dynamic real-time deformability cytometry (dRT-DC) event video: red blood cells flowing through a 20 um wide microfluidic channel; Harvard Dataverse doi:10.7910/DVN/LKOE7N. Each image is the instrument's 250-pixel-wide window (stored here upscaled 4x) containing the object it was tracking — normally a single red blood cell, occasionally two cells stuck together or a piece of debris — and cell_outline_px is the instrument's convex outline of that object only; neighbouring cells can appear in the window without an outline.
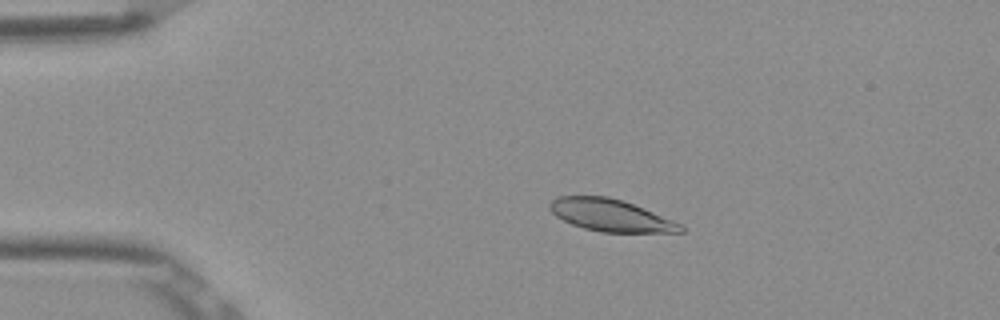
{"species": "Egyptian fruit bat (a non-hibernating species)", "species_latin": "Rousettus aegyptiacus", "temperature_condition": "room temperature", "stored_images_in_passage": 5, "camera_frame_rate_fps": 3000, "um_per_image_px": 0.085, "frame": {"image": 1, "passage_image": 3, "time_ms": 0.667, "image_size_px": [1000, 320], "cell_outline_px": [[684, 232], [600, 232], [584, 228], [572, 224], [556, 216], [548, 208], [548, 204], [556, 196], [608, 196], [632, 204], [672, 220], [680, 224], [684, 228]], "centroid_in_image_um": [51.85, 18.3], "position_along_channel_um": 33.2, "area_um2": 24.16}}
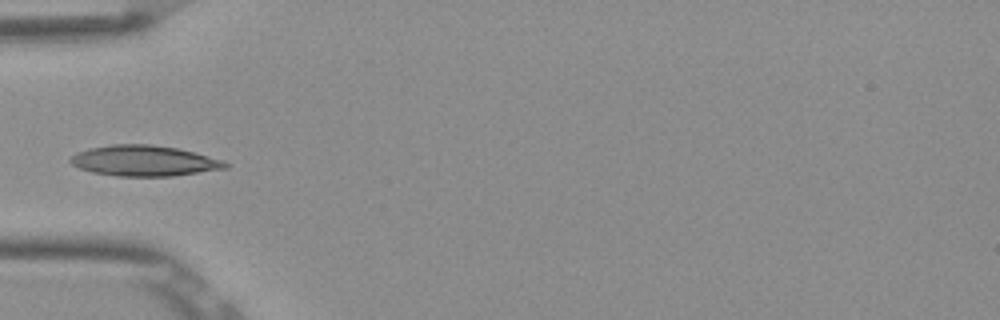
{"frame": {"image": 2, "passage_image": 5, "time_ms": 1.333, "image_size_px": [1000, 320], "cell_outline_px": [[232, 164], [228, 168], [172, 176], [116, 176], [92, 172], [80, 168], [72, 164], [68, 160], [76, 152], [88, 148], [112, 144], [148, 144], [176, 148], [224, 160]], "centroid_in_image_um": [12.25, 13.67], "position_along_channel_um": 72.7, "area_um2": 27.69}}